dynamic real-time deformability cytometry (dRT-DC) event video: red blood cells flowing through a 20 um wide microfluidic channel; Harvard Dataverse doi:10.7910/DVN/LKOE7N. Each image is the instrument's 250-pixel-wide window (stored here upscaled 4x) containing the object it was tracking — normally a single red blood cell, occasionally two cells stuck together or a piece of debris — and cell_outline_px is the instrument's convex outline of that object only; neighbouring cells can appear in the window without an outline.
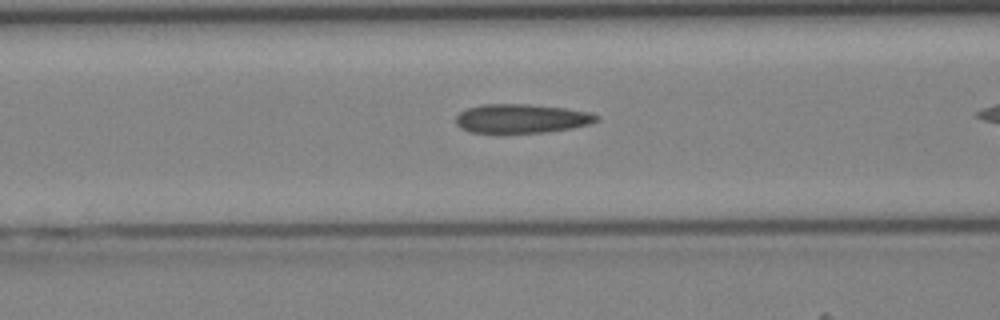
{"species": "Egyptian fruit bat (a non-hibernating species)", "species_latin": "Rousettus aegyptiacus", "temperature_condition": "cold", "stored_images_in_passage": 18, "camera_frame_rate_fps": 3000, "um_per_image_px": 0.085, "animal": {"sex": "female"}, "frame": {"image": 1, "passage_image": 9, "time_ms": 2.667, "image_size_px": [1000, 320], "cell_outline_px": [[600, 120], [588, 124], [572, 128], [548, 132], [468, 132], [460, 128], [456, 124], [456, 116], [460, 112], [468, 108], [480, 104], [528, 104], [564, 108], [588, 112], [600, 116]], "centroid_in_image_um": [44.32, 10.07], "position_along_channel_um": 122.3, "area_um2": 23.7}}
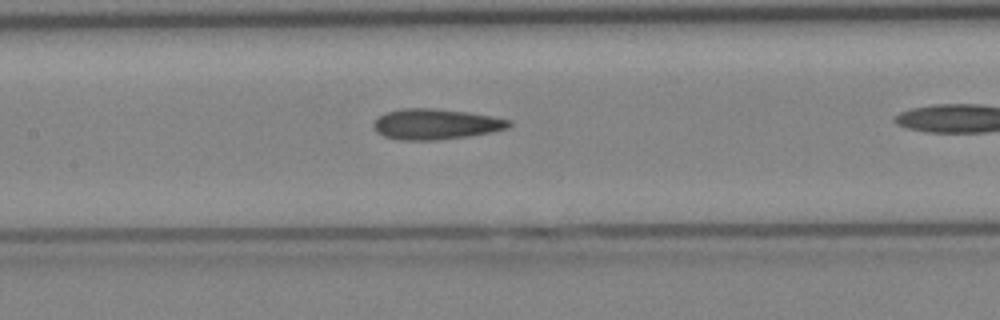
{"frame": {"image": 2, "passage_image": 12, "time_ms": 3.667, "image_size_px": [1000, 320], "cell_outline_px": [[512, 124], [508, 128], [492, 132], [468, 136], [432, 140], [400, 140], [384, 136], [376, 132], [372, 128], [372, 124], [384, 112], [404, 108], [432, 108], [468, 112], [492, 116], [512, 120]], "centroid_in_image_um": [37.03, 10.55], "position_along_channel_um": 170.4, "area_um2": 24.22}}